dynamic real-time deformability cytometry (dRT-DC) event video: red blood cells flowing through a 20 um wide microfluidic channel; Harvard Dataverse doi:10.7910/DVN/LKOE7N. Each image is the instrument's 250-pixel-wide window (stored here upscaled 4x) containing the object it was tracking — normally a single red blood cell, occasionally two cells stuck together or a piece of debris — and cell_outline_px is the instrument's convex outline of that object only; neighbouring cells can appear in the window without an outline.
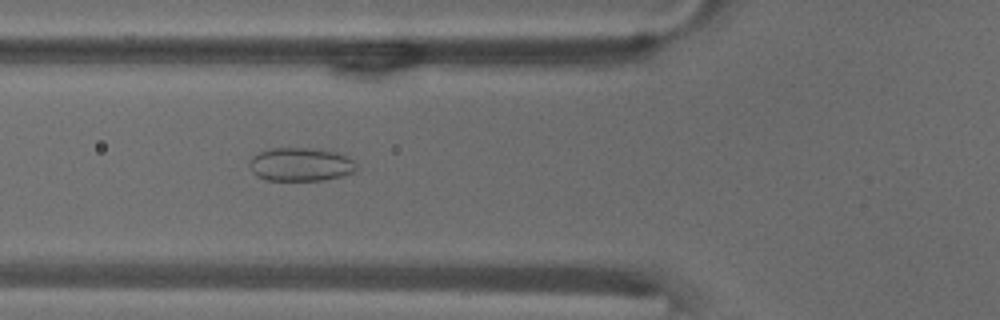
{"species": "common noctule bat (a hibernating species)", "species_latin": "Nyctalus noctula", "temperature_condition": "warm", "stored_images_in_passage": 54, "camera_frame_rate_fps": 3000, "um_per_image_px": 0.085, "animal": {"sex": "male", "body_mass_g": 18.8}, "frame": {"image": 1, "passage_image": 20, "time_ms": 6.333, "image_size_px": [1000, 320], "cell_outline_px": [[356, 172], [324, 180], [268, 180], [256, 176], [252, 172], [248, 164], [248, 160], [252, 156], [260, 152], [272, 148], [312, 148], [336, 152], [348, 156], [356, 164]], "centroid_in_image_um": [25.53, 13.97], "position_along_channel_um": 100.3, "area_um2": 20.98}}
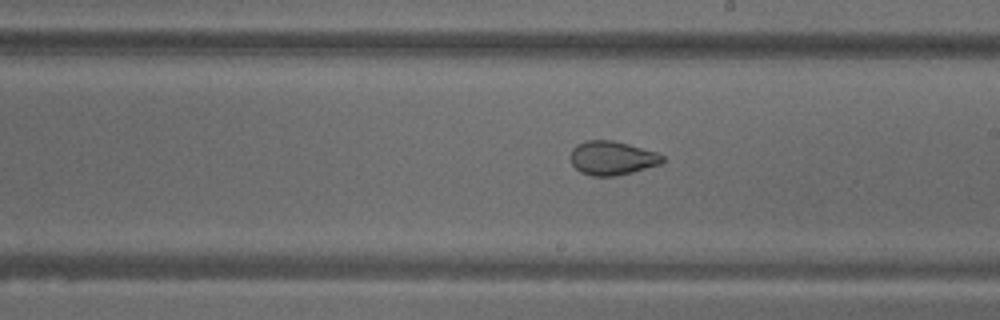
{"frame": {"image": 2, "passage_image": 31, "time_ms": 10.0, "image_size_px": [1000, 320], "cell_outline_px": [[664, 164], [616, 176], [592, 176], [580, 172], [572, 164], [572, 148], [576, 144], [584, 140], [612, 140], [628, 144], [656, 152], [664, 156]], "centroid_in_image_um": [52.05, 13.43], "position_along_channel_um": 236.9, "area_um2": 18.26}}
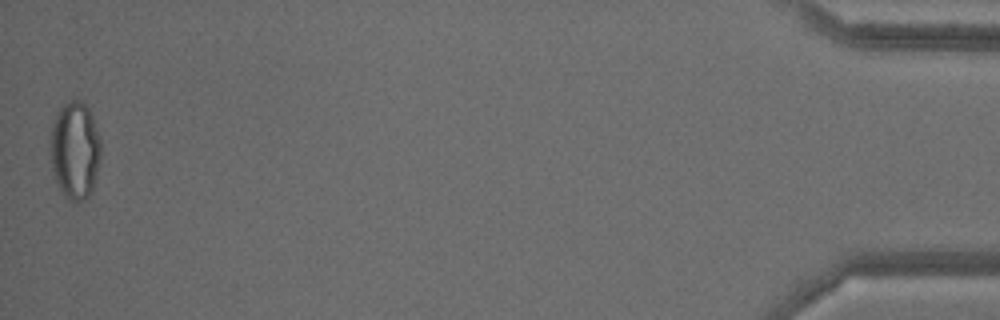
{"frame": {"image": 3, "passage_image": 54, "time_ms": 17.667, "image_size_px": [1000, 320], "cell_outline_px": [[100, 156], [96, 176], [92, 192], [84, 200], [68, 200], [64, 196], [56, 180], [52, 168], [48, 144], [52, 128], [56, 116], [60, 108], [64, 104], [72, 100], [80, 100], [88, 108], [92, 116], [100, 140]], "centroid_in_image_um": [6.35, 12.79], "position_along_channel_um": 428.8, "area_um2": 28.61}, "authors_computed_cell_mechanics": {"area_um2": 23.9292, "velocity_mm_per_s": 3.7204, "shape_relaxation_time_tau1_ms": null, "shape_relaxation_time_tau2_ms": 1.1483, "deformation_change_tau1": null, "deformation_change_tau2": 0.0685}}